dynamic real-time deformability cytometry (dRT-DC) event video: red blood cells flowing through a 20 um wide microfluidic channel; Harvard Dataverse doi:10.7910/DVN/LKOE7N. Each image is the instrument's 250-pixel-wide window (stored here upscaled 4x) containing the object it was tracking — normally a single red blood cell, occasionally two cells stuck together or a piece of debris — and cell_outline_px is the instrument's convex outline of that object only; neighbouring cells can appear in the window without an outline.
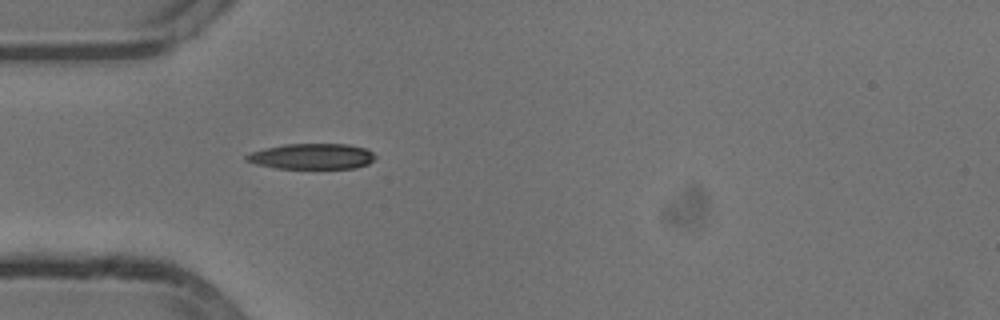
{"species": "common noctule bat (a hibernating species)", "species_latin": "Nyctalus noctula", "temperature_condition": "cold", "stored_images_in_passage": 33, "camera_frame_rate_fps": 3000, "um_per_image_px": 0.085, "animal": {"sex": "male", "body_mass_g": 13.3}, "frame": {"image": 1, "passage_image": 1, "time_ms": 0.0, "image_size_px": [1000, 320], "cell_outline_px": [[376, 156], [368, 164], [356, 168], [276, 168], [256, 164], [244, 160], [244, 156], [252, 152], [264, 148], [284, 144], [348, 144], [364, 148], [372, 152]], "centroid_in_image_um": [26.49, 13.29], "position_along_channel_um": 58.5, "area_um2": 19.19}}
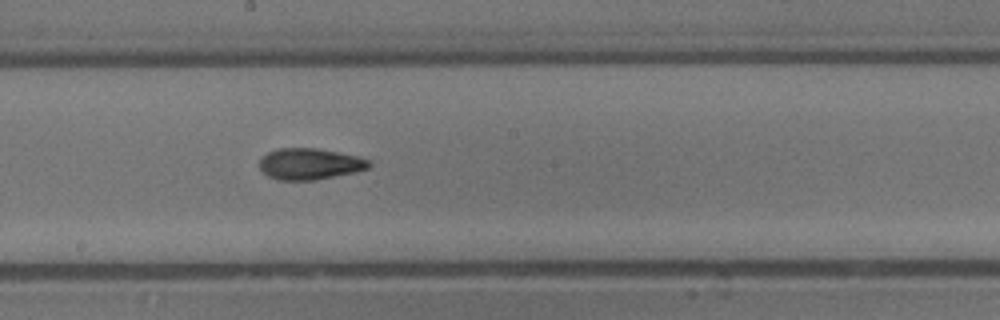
{"frame": {"image": 2, "passage_image": 14, "time_ms": 4.333, "image_size_px": [1000, 320], "cell_outline_px": [[372, 164], [368, 168], [356, 172], [316, 180], [276, 180], [268, 176], [260, 168], [260, 160], [268, 152], [280, 148], [316, 148], [360, 156], [368, 160]], "centroid_in_image_um": [26.36, 13.94], "position_along_channel_um": 221.8, "area_um2": 20.0}}
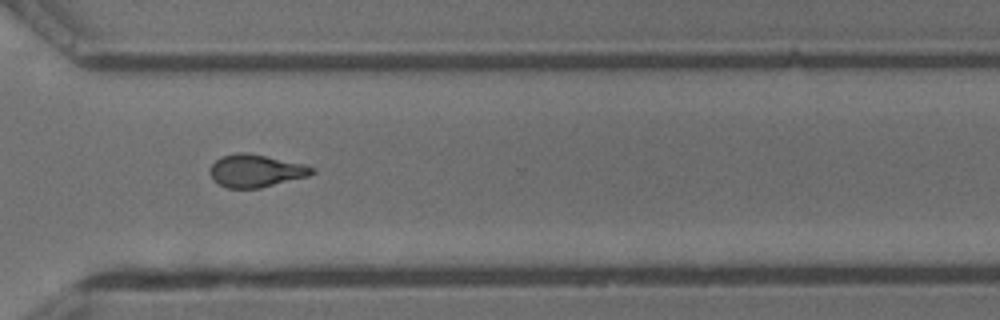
{"frame": {"image": 3, "passage_image": 24, "time_ms": 7.667, "image_size_px": [1000, 320], "cell_outline_px": [[316, 172], [308, 176], [260, 188], [228, 188], [212, 180], [208, 172], [208, 168], [220, 156], [236, 152], [248, 152], [304, 164], [316, 168]], "centroid_in_image_um": [21.71, 14.51], "position_along_channel_um": 348.9, "area_um2": 19.65}, "authors_computed_cell_mechanics": {"area_um2": 19.7098, "velocity_mm_per_s": 3.8188, "shape_relaxation_time_tau1_ms": 4.1659, "shape_relaxation_time_tau2_ms": 2.3206, "deformation_change_tau1": 0.1684, "deformation_change_tau2": 0.1004}}